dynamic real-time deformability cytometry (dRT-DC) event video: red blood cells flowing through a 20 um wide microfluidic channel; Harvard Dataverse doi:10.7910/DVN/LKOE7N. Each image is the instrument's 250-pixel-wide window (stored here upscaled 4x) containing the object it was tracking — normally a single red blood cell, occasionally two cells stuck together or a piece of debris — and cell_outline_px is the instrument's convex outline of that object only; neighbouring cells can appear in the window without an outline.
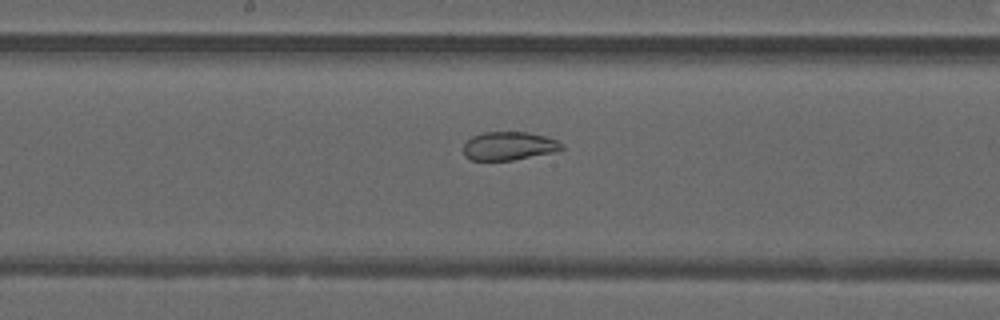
{"species": "common noctule bat (a hibernating species)", "species_latin": "Nyctalus noctula", "temperature_condition": "warm", "stored_images_in_passage": 27, "camera_frame_rate_fps": 3000, "um_per_image_px": 0.085, "animal": {"sex": "male", "forearm_length_mm": 52.5}, "frame": {"image": 1, "passage_image": 14, "time_ms": 4.333, "image_size_px": [1000, 320], "cell_outline_px": [[564, 148], [552, 152], [512, 160], [472, 160], [464, 156], [464, 144], [472, 136], [484, 132], [528, 132], [544, 136], [556, 140], [564, 144]], "centroid_in_image_um": [43.24, 12.4], "position_along_channel_um": 205.0, "area_um2": 16.13}}
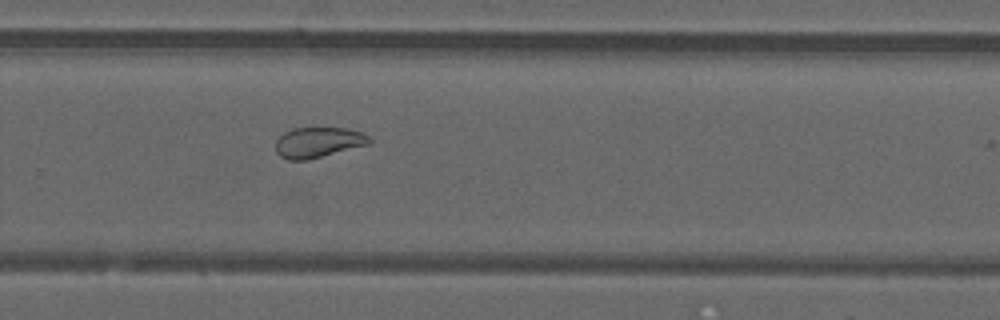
{"frame": {"image": 2, "passage_image": 21, "time_ms": 6.667, "image_size_px": [1000, 320], "cell_outline_px": [[372, 144], [308, 160], [288, 160], [280, 156], [276, 152], [276, 140], [284, 132], [292, 128], [344, 128], [360, 132], [368, 136], [372, 140]], "centroid_in_image_um": [27.06, 12.11], "position_along_channel_um": 302.7, "area_um2": 16.76}}
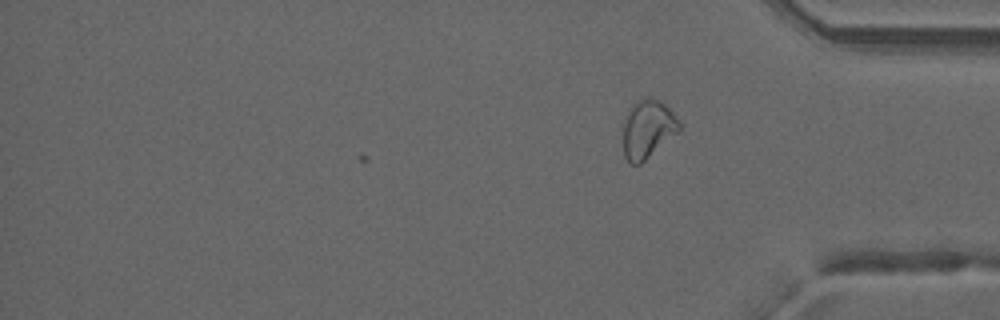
{"frame": {"image": 3, "passage_image": 27, "time_ms": 8.667, "image_size_px": [1000, 320], "cell_outline_px": [[680, 132], [640, 164], [628, 164], [624, 156], [624, 116], [628, 108], [632, 104], [644, 96], [652, 96], [664, 104], [672, 112], [680, 124]], "centroid_in_image_um": [55.04, 10.96], "position_along_channel_um": 380.2, "area_um2": 19.36}, "authors_computed_cell_mechanics": {"area_um2": 17.4556, "velocity_mm_per_s": 4.2152, "shape_relaxation_time_tau1_ms": null, "shape_relaxation_time_tau2_ms": 1.082, "deformation_change_tau1": null, "deformation_change_tau2": 0.0746}}